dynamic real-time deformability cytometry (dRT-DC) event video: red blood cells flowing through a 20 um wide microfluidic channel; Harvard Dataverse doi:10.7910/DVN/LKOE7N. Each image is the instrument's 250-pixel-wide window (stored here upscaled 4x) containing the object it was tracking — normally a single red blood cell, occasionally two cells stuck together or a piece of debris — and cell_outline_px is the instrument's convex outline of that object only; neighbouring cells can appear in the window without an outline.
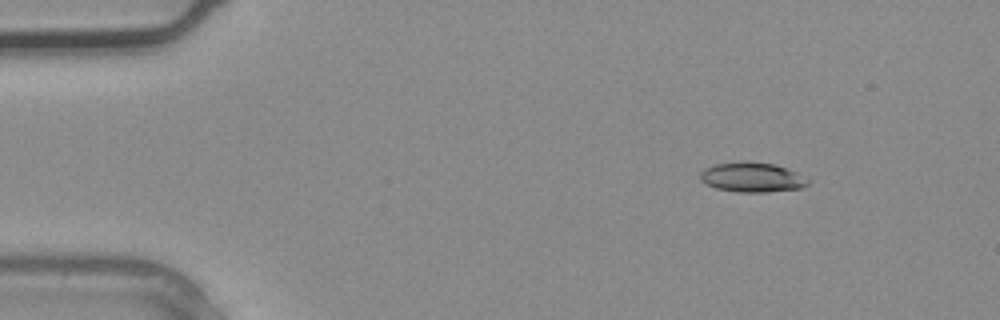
{"species": "common noctule bat (a hibernating species)", "species_latin": "Nyctalus noctula", "temperature_condition": "warm", "stored_images_in_passage": 3, "camera_frame_rate_fps": 3000, "um_per_image_px": 0.085, "animal": {"sex": "male", "body_mass_g": 20.4}, "frame": {"image": 1, "passage_image": 1, "time_ms": 0.0, "image_size_px": [1000, 320], "cell_outline_px": [[812, 180], [808, 184], [800, 188], [768, 192], [736, 192], [716, 188], [700, 180], [700, 172], [704, 168], [716, 164], [772, 164], [796, 172]], "centroid_in_image_um": [63.95, 15.12], "position_along_channel_um": 21.0, "area_um2": 17.92}}
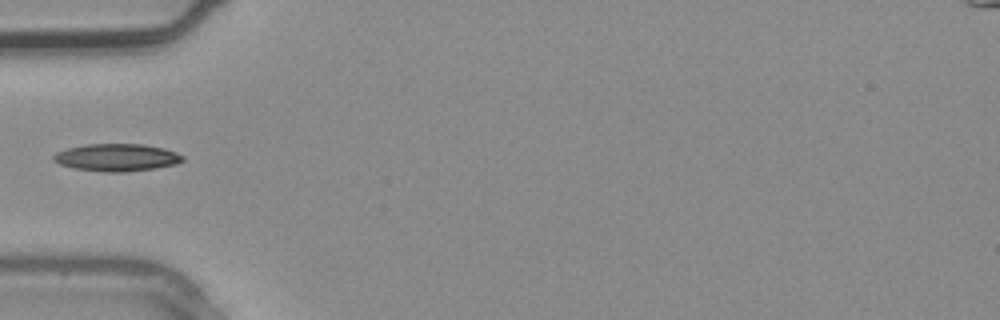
{"frame": {"image": 2, "passage_image": 3, "time_ms": 0.667, "image_size_px": [1000, 320], "cell_outline_px": [[184, 160], [176, 164], [156, 168], [124, 172], [104, 172], [72, 168], [60, 164], [52, 160], [52, 156], [56, 152], [68, 148], [84, 144], [144, 144], [164, 148], [176, 152], [184, 156]], "centroid_in_image_um": [9.92, 13.38], "position_along_channel_um": 75.1, "area_um2": 20.81}}